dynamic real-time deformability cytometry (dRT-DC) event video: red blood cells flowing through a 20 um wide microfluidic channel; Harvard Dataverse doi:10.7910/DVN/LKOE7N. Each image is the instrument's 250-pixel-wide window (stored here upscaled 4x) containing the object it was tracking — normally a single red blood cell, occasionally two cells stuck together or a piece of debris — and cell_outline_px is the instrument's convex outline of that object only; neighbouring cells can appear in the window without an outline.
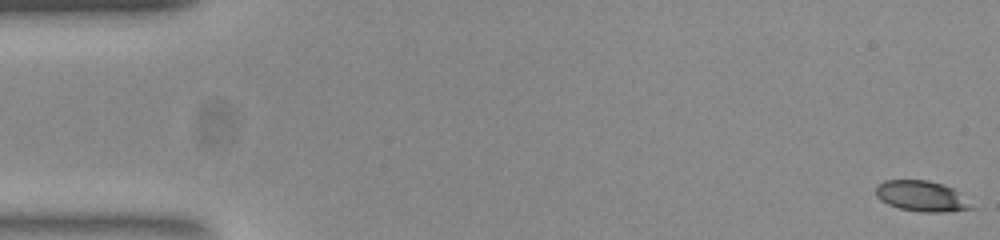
{"species": "common noctule bat (a hibernating species)", "species_latin": "Nyctalus noctula", "temperature_condition": "room temperature", "stored_images_in_passage": 53, "camera_frame_rate_fps": 3000, "um_per_image_px": 0.085, "animal": {"sex": "female", "body_mass_g": 23.0, "forearm_length_mm": 53.4}, "frame": {"image": 1, "passage_image": 1, "time_ms": 0.0, "image_size_px": [1000, 240], "cell_outline_px": [[972, 208], [944, 212], [924, 212], [900, 208], [888, 204], [880, 200], [876, 196], [876, 184], [884, 180], [928, 180], [944, 184], [960, 192]], "centroid_in_image_um": [78.28, 16.65], "position_along_channel_um": 6.7, "area_um2": 16.94}}
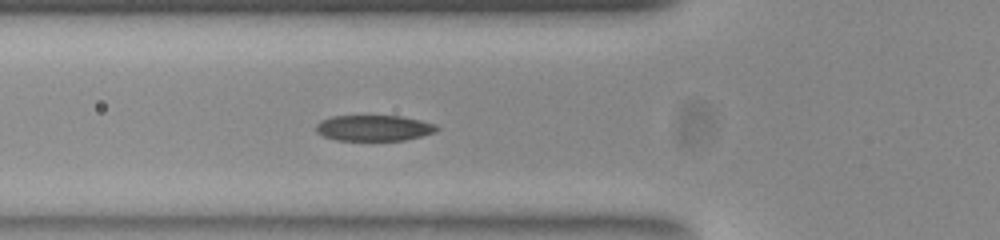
{"frame": {"image": 2, "passage_image": 19, "time_ms": 6.0, "image_size_px": [1000, 240], "cell_outline_px": [[440, 128], [436, 132], [404, 140], [336, 140], [324, 136], [316, 132], [316, 124], [320, 120], [332, 116], [400, 116], [420, 120], [436, 124]], "centroid_in_image_um": [31.78, 10.88], "position_along_channel_um": 94.0, "area_um2": 18.15}}
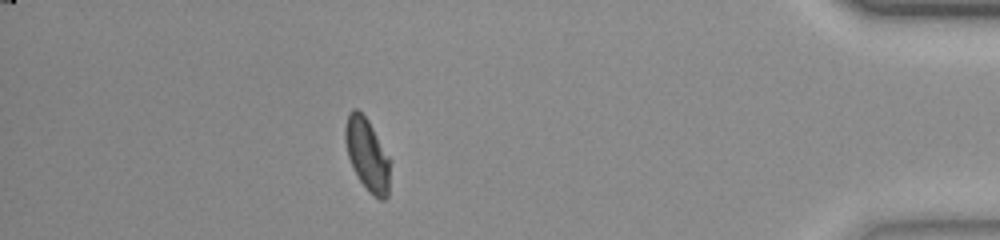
{"frame": {"image": 3, "passage_image": 47, "time_ms": 15.333, "image_size_px": [1000, 240], "cell_outline_px": [[388, 196], [384, 200], [380, 200], [372, 196], [368, 192], [352, 168], [348, 156], [344, 140], [344, 128], [348, 112], [352, 108], [356, 108], [368, 120], [388, 156]], "centroid_in_image_um": [31.16, 13.13], "position_along_channel_um": 404.0, "area_um2": 18.73}, "authors_computed_cell_mechanics": {"area_um2": 18.7272, "velocity_mm_per_s": 3.8537, "shape_relaxation_time_tau1_ms": 2.1843, "shape_relaxation_time_tau2_ms": 1.5248, "deformation_change_tau1": 0.1231, "deformation_change_tau2": 0.0665}}